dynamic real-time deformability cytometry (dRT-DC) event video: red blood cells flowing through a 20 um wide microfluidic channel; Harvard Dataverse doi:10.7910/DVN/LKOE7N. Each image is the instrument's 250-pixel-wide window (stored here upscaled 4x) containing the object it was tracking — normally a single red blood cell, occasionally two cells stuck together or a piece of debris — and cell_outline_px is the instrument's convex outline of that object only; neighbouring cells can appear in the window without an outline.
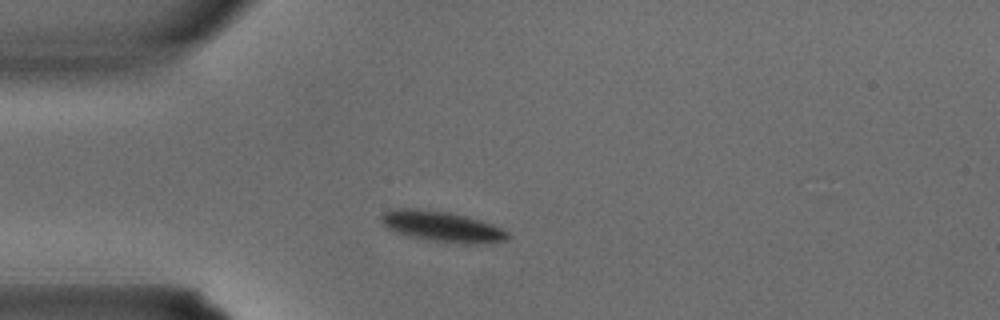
{"species": "common noctule bat (a hibernating species)", "species_latin": "Nyctalus noctula", "temperature_condition": "warm", "stored_images_in_passage": 1, "camera_frame_rate_fps": 3000, "um_per_image_px": 0.085, "animal": {"sex": "male", "body_mass_g": 15.6}, "frame": {"image": 1, "passage_image": 1, "time_ms": 0.0, "image_size_px": [1000, 320], "cell_outline_px": [[512, 236], [504, 240], [464, 244], [432, 240], [408, 236], [388, 228], [380, 220], [380, 216], [384, 212], [400, 208], [408, 208], [448, 212], [480, 220], [492, 224], [508, 232]], "centroid_in_image_um": [37.56, 19.25], "position_along_channel_um": 47.4, "area_um2": 21.91}}